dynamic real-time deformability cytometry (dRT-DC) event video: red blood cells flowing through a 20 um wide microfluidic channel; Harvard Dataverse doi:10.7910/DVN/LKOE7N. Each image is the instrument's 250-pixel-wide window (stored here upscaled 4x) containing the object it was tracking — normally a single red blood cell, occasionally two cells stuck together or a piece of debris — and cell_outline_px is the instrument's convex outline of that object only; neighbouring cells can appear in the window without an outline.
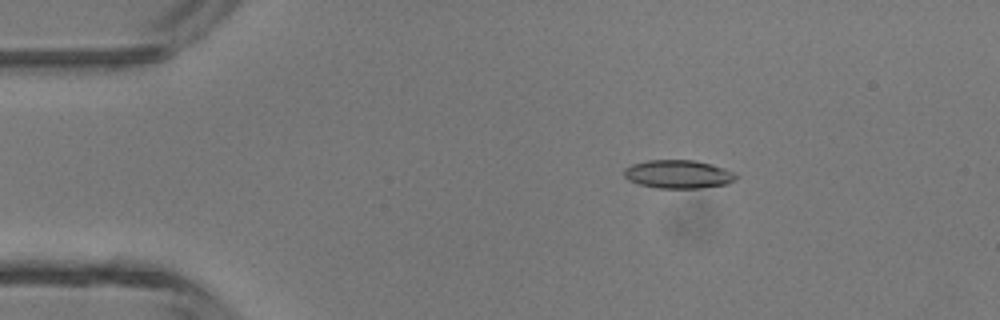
{"species": "common noctule bat (a hibernating species)", "species_latin": "Nyctalus noctula", "temperature_condition": "room temperature", "stored_images_in_passage": 5, "camera_frame_rate_fps": 3000, "um_per_image_px": 0.085, "animal": {"sex": "male", "body_mass_g": 13.3}, "frame": {"image": 1, "passage_image": 3, "time_ms": 0.667, "image_size_px": [1000, 320], "cell_outline_px": [[740, 176], [736, 180], [728, 184], [696, 188], [656, 188], [640, 184], [628, 180], [624, 176], [624, 168], [632, 164], [648, 160], [696, 160], [712, 164], [724, 168]], "centroid_in_image_um": [57.67, 14.8], "position_along_channel_um": 27.3, "area_um2": 18.61}}
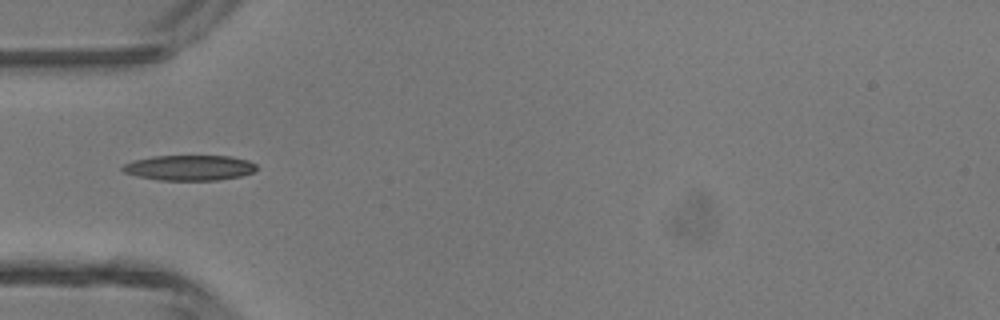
{"frame": {"image": 2, "passage_image": 5, "time_ms": 1.333, "image_size_px": [1000, 320], "cell_outline_px": [[256, 168], [252, 172], [240, 176], [220, 180], [156, 180], [124, 172], [120, 168], [124, 164], [132, 160], [152, 156], [232, 156], [248, 160], [256, 164]], "centroid_in_image_um": [16.09, 14.25], "position_along_channel_um": 68.9, "area_um2": 19.77}}